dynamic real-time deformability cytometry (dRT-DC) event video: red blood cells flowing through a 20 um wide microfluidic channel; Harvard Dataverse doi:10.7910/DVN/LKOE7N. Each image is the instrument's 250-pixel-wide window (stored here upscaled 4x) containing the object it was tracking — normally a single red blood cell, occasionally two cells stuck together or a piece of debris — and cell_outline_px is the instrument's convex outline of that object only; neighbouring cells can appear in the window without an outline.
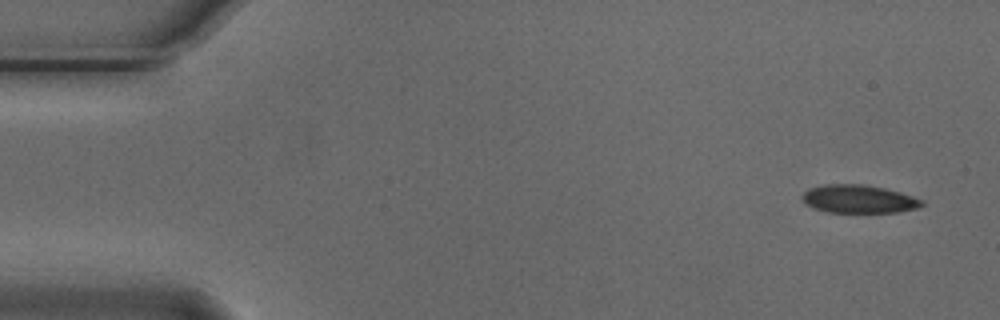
{"species": "Egyptian fruit bat (a non-hibernating species)", "species_latin": "Rousettus aegyptiacus", "temperature_condition": "cold", "stored_images_in_passage": 7, "camera_frame_rate_fps": 3000, "um_per_image_px": 0.085, "animal": {"sex": "male"}, "frame": {"image": 1, "passage_image": 1, "time_ms": 0.0, "image_size_px": [1000, 320], "cell_outline_px": [[924, 204], [916, 208], [900, 212], [828, 212], [812, 208], [804, 204], [800, 196], [808, 188], [824, 184], [864, 184], [884, 188], [900, 192], [924, 200]], "centroid_in_image_um": [72.95, 16.91], "position_along_channel_um": 12.1, "area_um2": 19.83}}
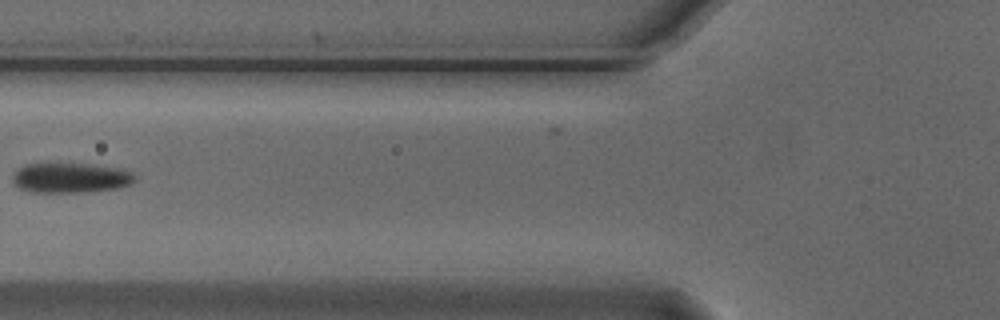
{"frame": {"image": 2, "passage_image": 6, "time_ms": 1.667, "image_size_px": [1000, 320], "cell_outline_px": [[136, 180], [132, 184], [116, 188], [88, 192], [28, 192], [20, 188], [12, 180], [12, 176], [16, 168], [24, 164], [92, 164], [124, 168], [132, 172], [136, 176]], "centroid_in_image_um": [6.03, 15.11], "position_along_channel_um": 119.8, "area_um2": 21.68}}
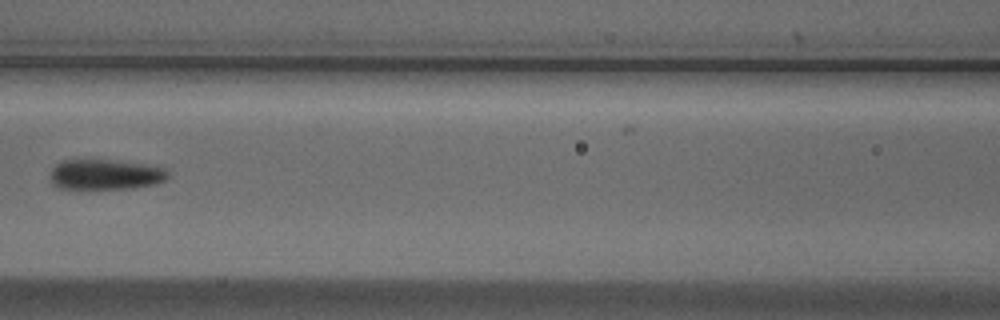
{"frame": {"image": 3, "passage_image": 7, "time_ms": 2.0, "image_size_px": [1000, 320], "cell_outline_px": [[172, 176], [168, 180], [156, 184], [132, 188], [56, 188], [52, 184], [48, 176], [52, 168], [60, 160], [112, 160], [156, 164], [168, 168]], "centroid_in_image_um": [9.05, 14.81], "position_along_channel_um": 157.5, "area_um2": 21.56}}